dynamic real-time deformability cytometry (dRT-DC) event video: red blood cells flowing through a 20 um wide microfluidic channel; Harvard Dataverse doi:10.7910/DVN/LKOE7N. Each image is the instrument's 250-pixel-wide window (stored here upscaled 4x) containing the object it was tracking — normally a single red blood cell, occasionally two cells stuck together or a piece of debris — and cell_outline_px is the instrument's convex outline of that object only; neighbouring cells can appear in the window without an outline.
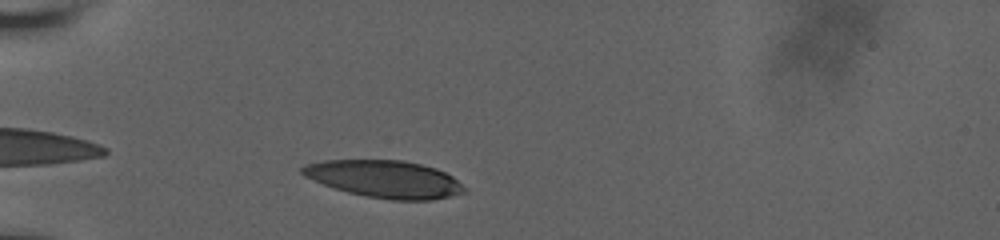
{"species": "human", "species_latin": "Homo sapiens", "temperature_condition": "room temperature", "stored_images_in_passage": 34, "camera_frame_rate_fps": 3000, "um_per_image_px": 0.085, "donor": {"sex": "male"}, "frame": {"image": 1, "passage_image": 3, "time_ms": 0.667, "image_size_px": [1000, 240], "cell_outline_px": [[468, 188], [464, 192], [432, 200], [392, 200], [368, 196], [348, 192], [324, 184], [304, 176], [300, 172], [300, 168], [304, 164], [324, 160], [404, 160], [436, 168], [452, 176]], "centroid_in_image_um": [32.7, 15.21], "position_along_channel_um": 52.3, "area_um2": 35.08}}
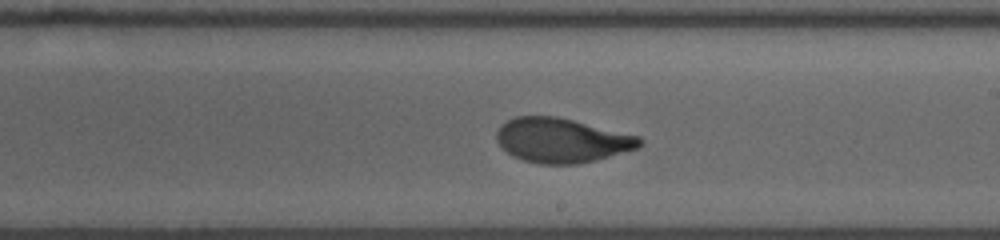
{"frame": {"image": 2, "passage_image": 20, "time_ms": 6.333, "image_size_px": [1000, 240], "cell_outline_px": [[644, 140], [640, 148], [596, 160], [576, 164], [540, 164], [524, 160], [512, 156], [496, 140], [496, 132], [500, 124], [516, 116], [556, 116], [640, 136]], "centroid_in_image_um": [47.77, 11.93], "position_along_channel_um": 241.2, "area_um2": 37.17}}
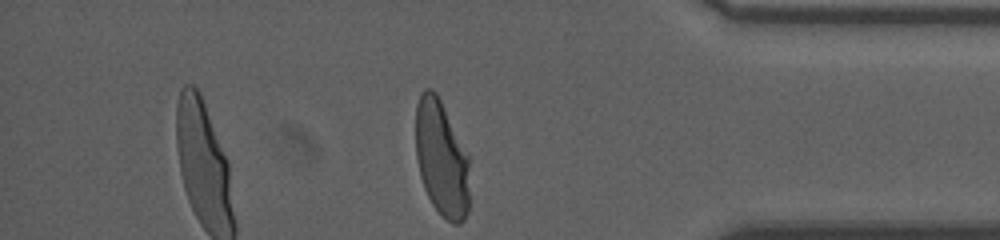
{"frame": {"image": 3, "passage_image": 34, "time_ms": 11.0, "image_size_px": [1000, 240], "cell_outline_px": [[468, 212], [464, 220], [460, 224], [452, 224], [432, 204], [424, 188], [420, 176], [416, 156], [416, 104], [420, 92], [424, 88], [432, 88], [436, 92], [468, 156]], "centroid_in_image_um": [37.5, 13.46], "position_along_channel_um": 397.7, "area_um2": 36.13}, "authors_computed_cell_mechanics": {"area_um2": 37.3388, "velocity_mm_per_s": 3.7828, "shape_relaxation_time_tau1_ms": 4.929, "shape_relaxation_time_tau2_ms": 0.7651, "deformation_change_tau1": 0.2166, "deformation_change_tau2": 0.0611}}